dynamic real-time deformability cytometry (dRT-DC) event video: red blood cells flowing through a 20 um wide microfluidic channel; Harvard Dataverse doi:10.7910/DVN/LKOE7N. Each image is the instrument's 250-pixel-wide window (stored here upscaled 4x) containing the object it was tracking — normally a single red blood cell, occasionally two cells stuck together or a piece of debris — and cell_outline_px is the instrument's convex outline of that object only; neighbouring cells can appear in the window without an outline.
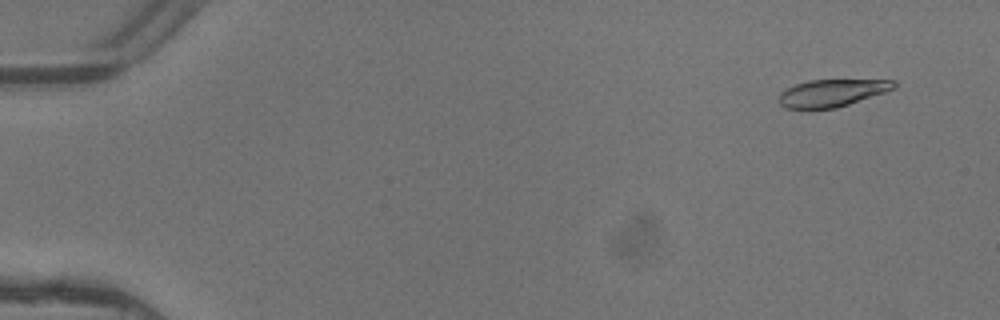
{"species": "common noctule bat (a hibernating species)", "species_latin": "Nyctalus noctula", "temperature_condition": "warm", "stored_images_in_passage": 5, "camera_frame_rate_fps": 3000, "um_per_image_px": 0.085, "animal": {"sex": "female"}, "frame": {"image": 1, "passage_image": 1, "time_ms": 0.0, "image_size_px": [1000, 320], "cell_outline_px": [[896, 88], [836, 108], [784, 108], [780, 104], [780, 92], [796, 84], [808, 80], [896, 80]], "centroid_in_image_um": [70.72, 7.89], "position_along_channel_um": 14.3, "area_um2": 17.98}}
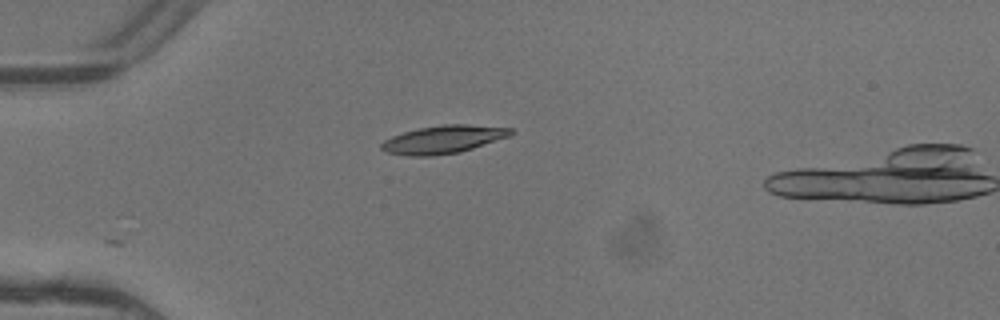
{"frame": {"image": 2, "passage_image": 4, "time_ms": 1.0, "image_size_px": [1000, 320], "cell_outline_px": [[516, 132], [508, 136], [460, 152], [432, 156], [408, 156], [388, 152], [380, 148], [380, 144], [384, 140], [392, 136], [404, 132], [420, 128], [444, 124], [464, 124], [512, 128]], "centroid_in_image_um": [37.66, 11.85], "position_along_channel_um": 47.3, "area_um2": 20.87}}